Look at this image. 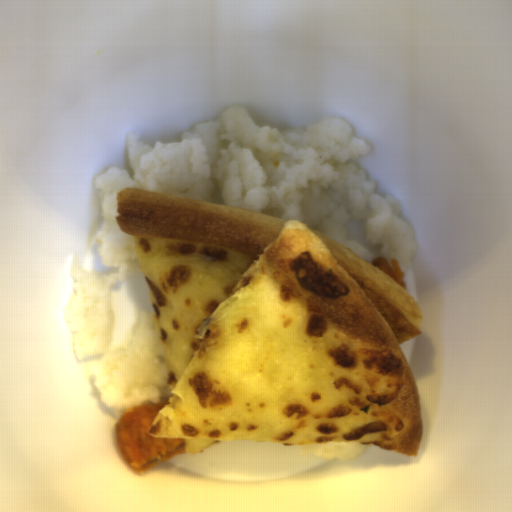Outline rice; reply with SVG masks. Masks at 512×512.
Masks as SVG:
<instances>
[{"instance_id":"rice-1","label":"rice","mask_w":512,"mask_h":512,"mask_svg":"<svg viewBox=\"0 0 512 512\" xmlns=\"http://www.w3.org/2000/svg\"><path fill=\"white\" fill-rule=\"evenodd\" d=\"M133 175L115 166L95 177L103 222L96 239L102 266L118 281L142 273L133 236L116 221L123 187L225 203L309 224L365 261L393 259L408 271L416 249L412 224L395 193L377 191L358 164L373 145L339 117L291 130L260 125L240 105L182 133L180 141L145 143L129 132Z\"/></svg>"},{"instance_id":"rice-2","label":"rice","mask_w":512,"mask_h":512,"mask_svg":"<svg viewBox=\"0 0 512 512\" xmlns=\"http://www.w3.org/2000/svg\"><path fill=\"white\" fill-rule=\"evenodd\" d=\"M71 269L72 293L65 314L72 347L78 360L91 354L102 357L94 368L93 383L103 401L123 411L167 403L168 358L152 312H141L124 348H114L112 278L85 270L76 256Z\"/></svg>"},{"instance_id":"rice-3","label":"rice","mask_w":512,"mask_h":512,"mask_svg":"<svg viewBox=\"0 0 512 512\" xmlns=\"http://www.w3.org/2000/svg\"><path fill=\"white\" fill-rule=\"evenodd\" d=\"M303 452L327 459L337 461L356 460L361 454L363 444H347V443H318L297 445Z\"/></svg>"}]
</instances>
